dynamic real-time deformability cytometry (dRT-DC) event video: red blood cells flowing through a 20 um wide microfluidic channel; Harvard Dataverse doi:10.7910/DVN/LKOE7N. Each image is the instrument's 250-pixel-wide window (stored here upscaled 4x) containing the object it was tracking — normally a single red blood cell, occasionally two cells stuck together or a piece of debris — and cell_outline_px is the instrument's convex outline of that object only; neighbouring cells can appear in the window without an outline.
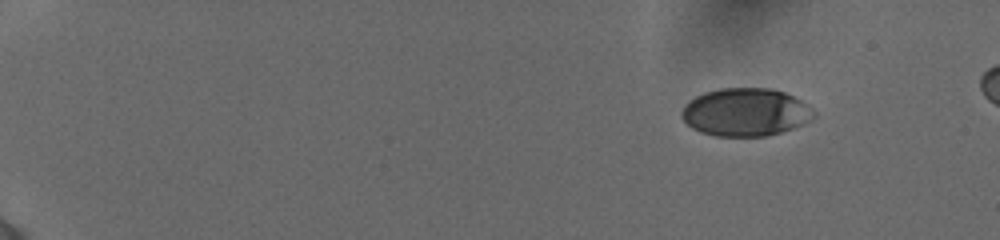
{"species": "human", "species_latin": "Homo sapiens", "temperature_condition": "cold", "stored_images_in_passage": 49, "camera_frame_rate_fps": 3000, "um_per_image_px": 0.085, "donor": {"sex": "female"}, "frame": {"image": 1, "passage_image": 1, "time_ms": 0.0, "image_size_px": [1000, 240], "cell_outline_px": [[816, 116], [812, 120], [804, 124], [780, 132], [764, 136], [716, 136], [700, 132], [692, 128], [680, 116], [680, 112], [684, 104], [696, 96], [704, 92], [720, 88], [768, 88], [784, 92], [808, 104], [816, 112]], "centroid_in_image_um": [63.37, 9.53], "position_along_channel_um": 21.6, "area_um2": 37.11}}
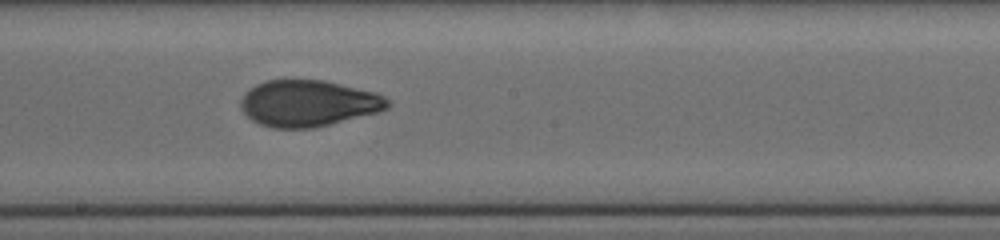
{"frame": {"image": 2, "passage_image": 28, "time_ms": 9.0, "image_size_px": [1000, 240], "cell_outline_px": [[392, 104], [388, 108], [380, 112], [312, 128], [272, 128], [260, 124], [252, 120], [240, 108], [240, 100], [244, 92], [248, 88], [256, 84], [268, 80], [324, 80], [376, 92], [384, 96]], "centroid_in_image_um": [26.2, 8.78], "position_along_channel_um": 222.0, "area_um2": 39.88}}
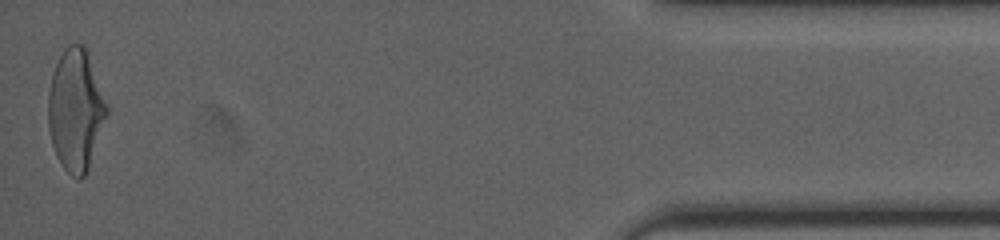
{"frame": {"image": 3, "passage_image": 49, "time_ms": 16.0, "image_size_px": [1000, 240], "cell_outline_px": [[108, 112], [88, 168], [84, 176], [80, 180], [76, 180], [60, 164], [56, 156], [52, 144], [48, 128], [48, 92], [52, 76], [56, 64], [64, 48], [68, 44], [84, 44], [88, 48], [108, 108]], "centroid_in_image_um": [6.43, 9.32], "position_along_channel_um": 428.8, "area_um2": 41.62}, "authors_computed_cell_mechanics": {"area_um2": 39.304, "velocity_mm_per_s": 3.8838, "shape_relaxation_time_tau1_ms": 5.9419, "shape_relaxation_time_tau2_ms": 1.2502, "deformation_change_tau1": 0.2023, "deformation_change_tau2": 0.0668}}